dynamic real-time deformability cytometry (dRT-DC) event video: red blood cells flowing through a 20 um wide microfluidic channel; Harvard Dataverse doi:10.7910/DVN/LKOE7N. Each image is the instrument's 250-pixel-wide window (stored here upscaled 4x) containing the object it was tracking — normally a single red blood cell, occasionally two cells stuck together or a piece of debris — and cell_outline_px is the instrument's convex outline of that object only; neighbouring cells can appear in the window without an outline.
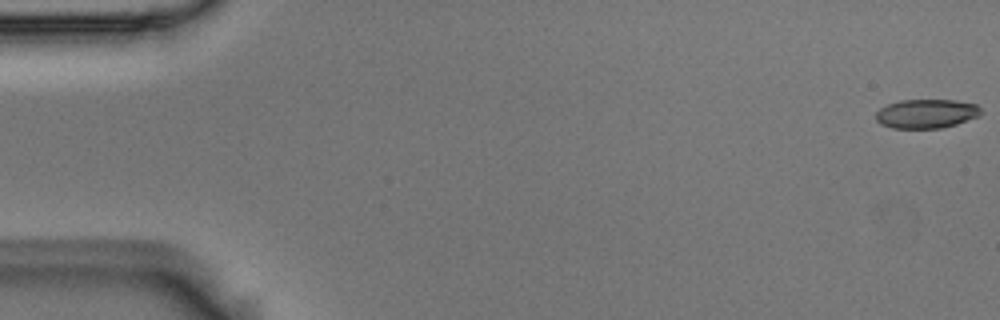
{"species": "Egyptian fruit bat (a non-hibernating species)", "species_latin": "Rousettus aegyptiacus", "temperature_condition": "room temperature", "stored_images_in_passage": 14, "camera_frame_rate_fps": 3000, "um_per_image_px": 0.085, "animal": {"sex": "male"}, "frame": {"image": 1, "passage_image": 1, "time_ms": 0.0, "image_size_px": [1000, 320], "cell_outline_px": [[984, 112], [980, 116], [956, 124], [940, 128], [892, 128], [880, 124], [876, 120], [876, 112], [880, 108], [888, 104], [900, 100], [956, 100], [976, 104]], "centroid_in_image_um": [78.76, 9.66], "position_along_channel_um": 6.2, "area_um2": 17.92}}